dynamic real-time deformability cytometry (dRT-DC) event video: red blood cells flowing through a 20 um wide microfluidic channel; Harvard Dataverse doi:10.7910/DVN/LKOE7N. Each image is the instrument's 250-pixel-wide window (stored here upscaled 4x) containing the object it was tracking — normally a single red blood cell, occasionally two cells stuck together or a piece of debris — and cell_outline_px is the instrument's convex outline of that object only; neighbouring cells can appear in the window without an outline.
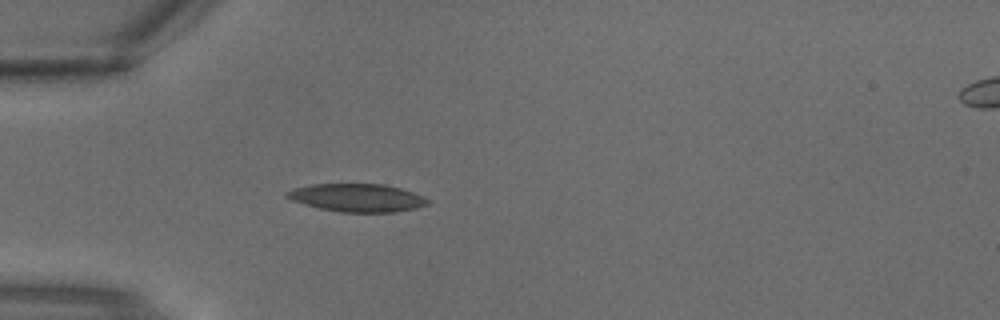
{"species": "common noctule bat (a hibernating species)", "species_latin": "Nyctalus noctula", "temperature_condition": "warm", "stored_images_in_passage": 3, "segment_of_instrument_passage": [1, 2], "camera_frame_rate_fps": 3000, "um_per_image_px": 0.085, "animal": {"sex": "male", "body_mass_g": 18.8}, "frame": {"image": 1, "passage_image": 2, "time_ms": 0.333, "image_size_px": [1000, 320], "cell_outline_px": [[428, 204], [416, 208], [392, 212], [340, 212], [320, 208], [304, 204], [292, 200], [284, 196], [284, 192], [296, 188], [312, 184], [384, 184], [400, 188], [424, 196], [428, 200]], "centroid_in_image_um": [30.34, 16.8], "position_along_channel_um": 54.7, "area_um2": 22.83}}